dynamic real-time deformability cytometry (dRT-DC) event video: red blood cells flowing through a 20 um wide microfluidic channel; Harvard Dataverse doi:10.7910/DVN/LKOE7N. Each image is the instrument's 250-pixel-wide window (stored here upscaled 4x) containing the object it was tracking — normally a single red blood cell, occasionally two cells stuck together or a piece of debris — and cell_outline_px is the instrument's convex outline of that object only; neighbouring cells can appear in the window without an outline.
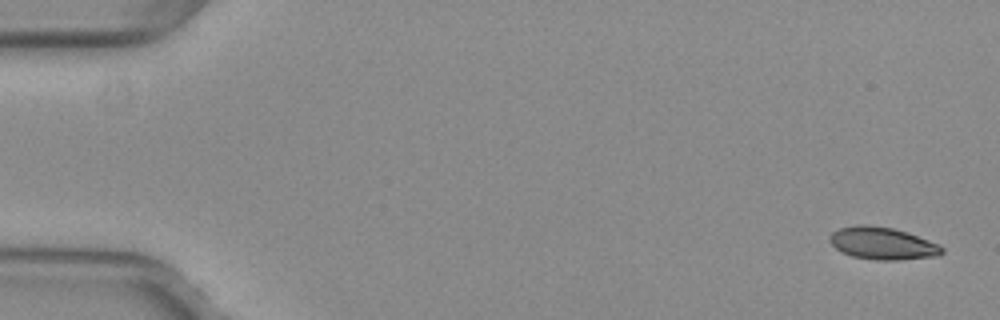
{"species": "common noctule bat (a hibernating species)", "species_latin": "Nyctalus noctula", "temperature_condition": "warm", "stored_images_in_passage": 21, "camera_frame_rate_fps": 3000, "um_per_image_px": 0.085, "animal": {"sex": "female", "body_mass_g": 29.2, "forearm_length_mm": 56.3}, "frame": {"image": 1, "passage_image": 1, "time_ms": 0.0, "image_size_px": [1000, 320], "cell_outline_px": [[944, 252], [940, 256], [900, 260], [876, 260], [852, 256], [836, 248], [828, 240], [828, 236], [832, 232], [840, 228], [856, 224], [868, 224], [892, 228], [908, 232], [940, 244], [944, 248]], "centroid_in_image_um": [75.05, 20.68], "position_along_channel_um": 10.0, "area_um2": 21.44}}
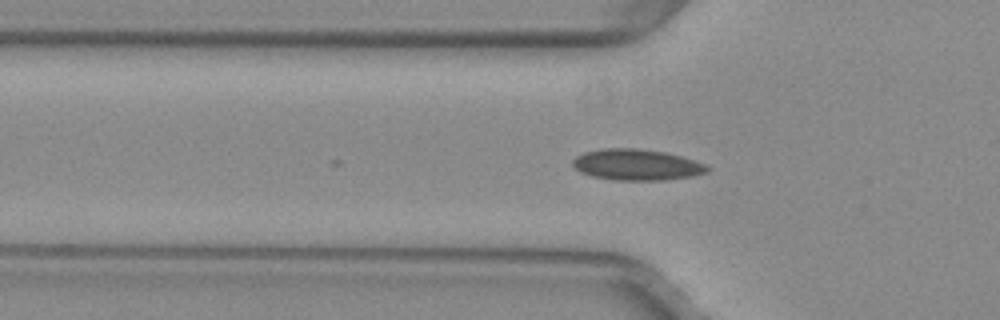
{"frame": {"image": 2, "passage_image": 17, "time_ms": 5.333, "image_size_px": [1000, 320], "cell_outline_px": [[712, 168], [708, 172], [692, 176], [668, 180], [616, 180], [592, 176], [580, 172], [572, 164], [572, 160], [576, 156], [584, 152], [604, 148], [632, 148], [664, 152], [680, 156], [704, 164]], "centroid_in_image_um": [54.11, 14.01], "position_along_channel_um": 71.7, "area_um2": 24.28}}
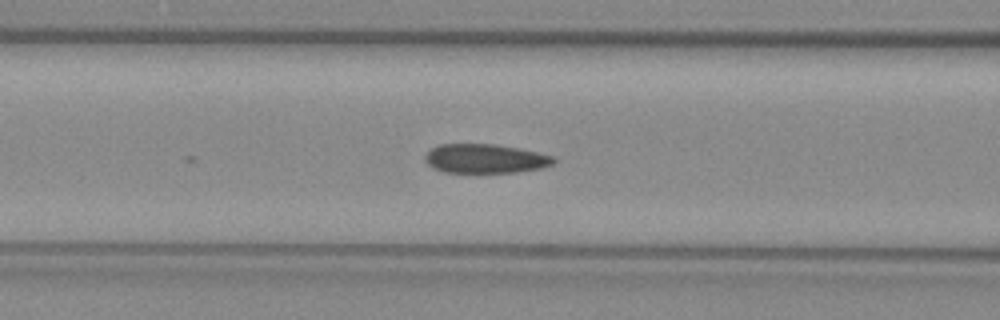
{"frame": {"image": 3, "passage_image": 21, "time_ms": 6.667, "image_size_px": [1000, 320], "cell_outline_px": [[556, 160], [552, 164], [540, 168], [516, 172], [444, 172], [432, 168], [424, 160], [424, 156], [432, 148], [440, 144], [492, 144], [520, 148], [556, 156]], "centroid_in_image_um": [41.25, 13.48], "position_along_channel_um": 125.4, "area_um2": 21.85}}